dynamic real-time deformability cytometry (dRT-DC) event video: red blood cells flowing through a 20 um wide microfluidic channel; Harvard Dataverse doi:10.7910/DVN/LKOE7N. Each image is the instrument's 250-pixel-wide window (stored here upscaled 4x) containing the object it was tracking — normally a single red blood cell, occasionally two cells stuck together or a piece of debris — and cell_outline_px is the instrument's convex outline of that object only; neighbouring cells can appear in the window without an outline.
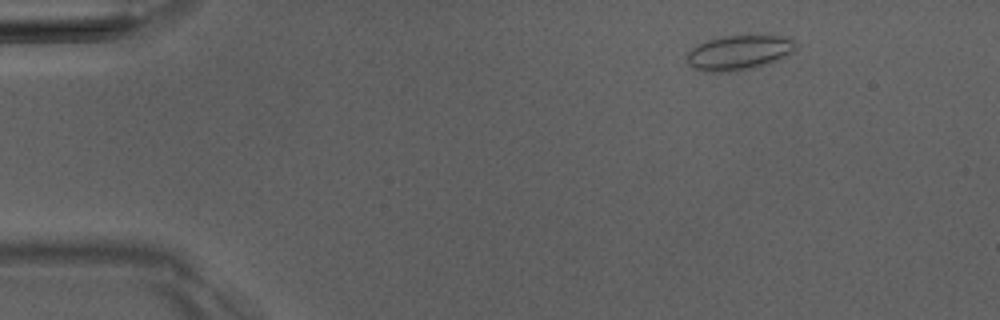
{"species": "Egyptian fruit bat (a non-hibernating species)", "species_latin": "Rousettus aegyptiacus", "temperature_condition": "room temperature", "stored_images_in_passage": 4, "camera_frame_rate_fps": 3000, "um_per_image_px": 0.085, "animal": {"sex": "male"}, "frame": {"image": 1, "passage_image": 1, "time_ms": 0.0, "image_size_px": [1000, 320], "cell_outline_px": [[796, 48], [792, 52], [768, 64], [756, 68], [732, 72], [704, 72], [692, 68], [688, 64], [684, 52], [696, 44], [708, 40], [724, 36], [792, 36], [796, 44]], "centroid_in_image_um": [62.75, 4.49], "position_along_channel_um": 22.2, "area_um2": 22.54}}